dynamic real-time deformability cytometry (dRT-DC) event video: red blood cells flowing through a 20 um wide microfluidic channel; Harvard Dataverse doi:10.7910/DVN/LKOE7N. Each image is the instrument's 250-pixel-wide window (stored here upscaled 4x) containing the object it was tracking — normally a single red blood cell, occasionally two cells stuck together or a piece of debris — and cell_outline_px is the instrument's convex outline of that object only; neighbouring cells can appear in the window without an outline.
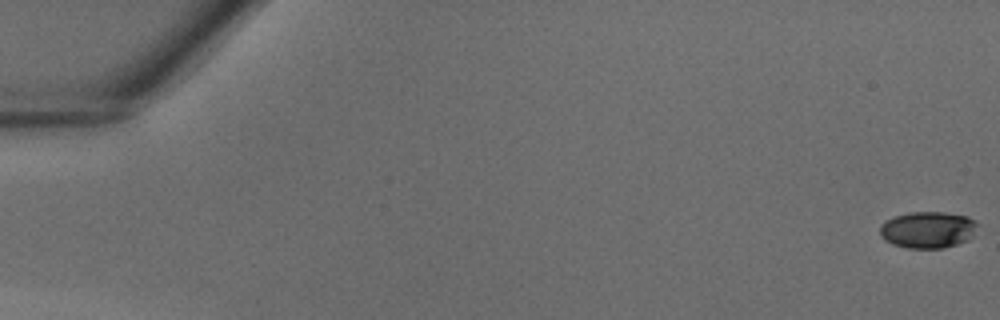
{"species": "common noctule bat (a hibernating species)", "species_latin": "Nyctalus noctula", "temperature_condition": "warm", "stored_images_in_passage": 31, "camera_frame_rate_fps": 3000, "um_per_image_px": 0.085, "animal": {"sex": "male", "body_mass_g": 18.8}, "frame": {"image": 1, "passage_image": 1, "time_ms": 0.0, "image_size_px": [1000, 320], "cell_outline_px": [[980, 224], [972, 236], [968, 240], [944, 248], [908, 248], [892, 244], [884, 240], [880, 236], [880, 224], [884, 220], [892, 216], [908, 212], [944, 212], [968, 216], [976, 220]], "centroid_in_image_um": [78.86, 19.52], "position_along_channel_um": 6.1, "area_um2": 21.27}}
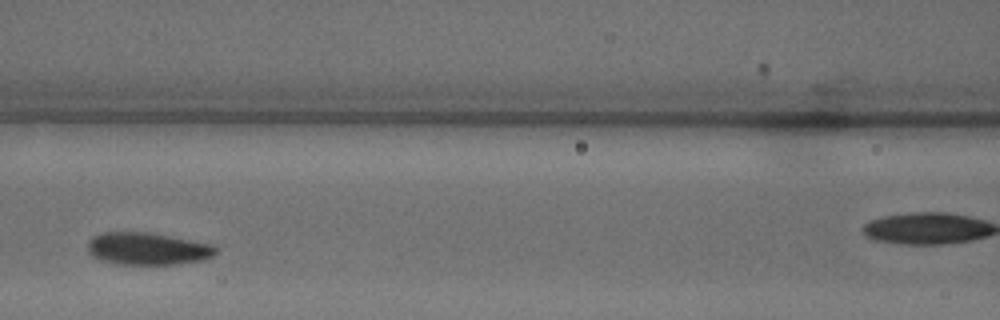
{"frame": {"image": 2, "passage_image": 16, "time_ms": 5.0, "image_size_px": [1000, 320], "cell_outline_px": [[216, 252], [212, 256], [204, 260], [180, 264], [116, 264], [100, 260], [92, 256], [88, 252], [88, 240], [92, 236], [100, 232], [148, 232], [212, 244], [216, 248]], "centroid_in_image_um": [12.5, 21.14], "position_along_channel_um": 154.1, "area_um2": 24.28}}
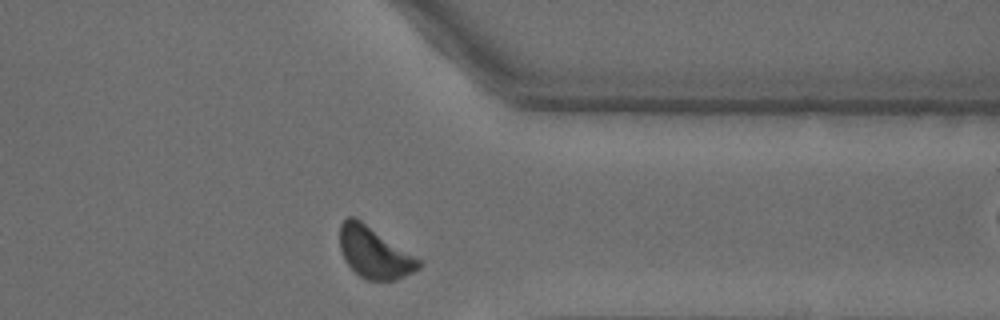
{"frame": {"image": 3, "passage_image": 30, "time_ms": 9.667, "image_size_px": [1000, 320], "cell_outline_px": [[424, 264], [420, 268], [396, 280], [368, 280], [360, 276], [344, 260], [340, 248], [340, 224], [348, 216], [352, 216], [360, 220], [424, 260]], "centroid_in_image_um": [31.87, 21.47], "position_along_channel_um": 379.5, "area_um2": 23.7}}